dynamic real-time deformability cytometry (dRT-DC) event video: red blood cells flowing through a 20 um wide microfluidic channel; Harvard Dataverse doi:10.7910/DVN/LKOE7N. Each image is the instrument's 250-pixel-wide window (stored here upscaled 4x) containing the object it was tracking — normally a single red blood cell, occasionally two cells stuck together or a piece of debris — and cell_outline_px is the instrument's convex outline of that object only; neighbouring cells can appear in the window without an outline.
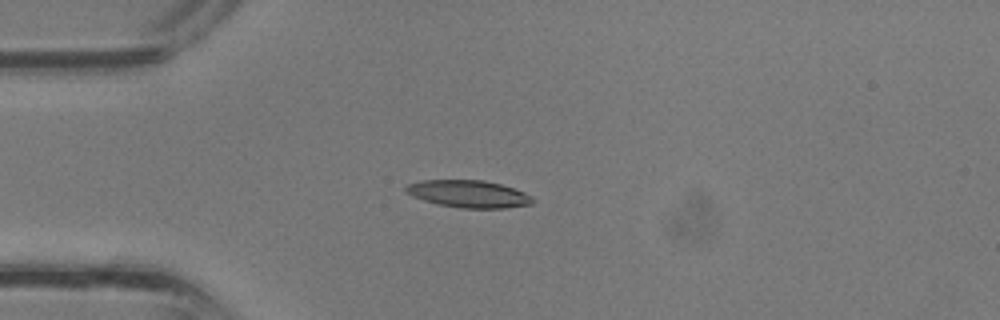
{"species": "common noctule bat (a hibernating species)", "species_latin": "Nyctalus noctula", "temperature_condition": "room temperature", "stored_images_in_passage": 36, "camera_frame_rate_fps": 3000, "um_per_image_px": 0.085, "animal": {"sex": "male", "body_mass_g": 13.3}, "frame": {"image": 1, "passage_image": 9, "time_ms": 2.667, "image_size_px": [1000, 320], "cell_outline_px": [[532, 204], [504, 208], [460, 208], [436, 204], [412, 196], [404, 192], [404, 188], [408, 184], [424, 180], [484, 180], [500, 184], [524, 192], [532, 196]], "centroid_in_image_um": [39.79, 16.48], "position_along_channel_um": 45.2, "area_um2": 20.11}}
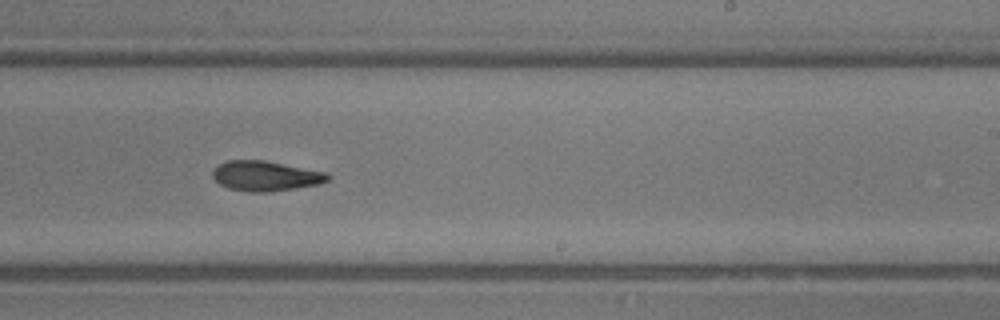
{"frame": {"image": 2, "passage_image": 22, "time_ms": 7.0, "image_size_px": [1000, 320], "cell_outline_px": [[332, 176], [328, 180], [320, 184], [296, 188], [268, 192], [252, 192], [228, 188], [220, 184], [212, 176], [212, 172], [216, 164], [228, 160], [264, 160], [324, 172]], "centroid_in_image_um": [22.54, 14.95], "position_along_channel_um": 266.5, "area_um2": 20.11}}
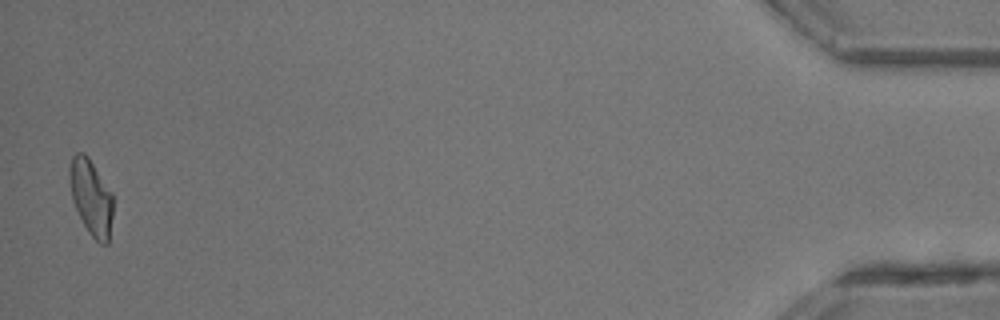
{"frame": {"image": 3, "passage_image": 36, "time_ms": 11.667, "image_size_px": [1000, 320], "cell_outline_px": [[112, 216], [108, 244], [100, 244], [88, 232], [72, 200], [68, 176], [68, 168], [72, 156], [76, 152], [84, 152], [88, 156], [112, 192]], "centroid_in_image_um": [7.72, 16.73], "position_along_channel_um": 427.5, "area_um2": 19.25}}